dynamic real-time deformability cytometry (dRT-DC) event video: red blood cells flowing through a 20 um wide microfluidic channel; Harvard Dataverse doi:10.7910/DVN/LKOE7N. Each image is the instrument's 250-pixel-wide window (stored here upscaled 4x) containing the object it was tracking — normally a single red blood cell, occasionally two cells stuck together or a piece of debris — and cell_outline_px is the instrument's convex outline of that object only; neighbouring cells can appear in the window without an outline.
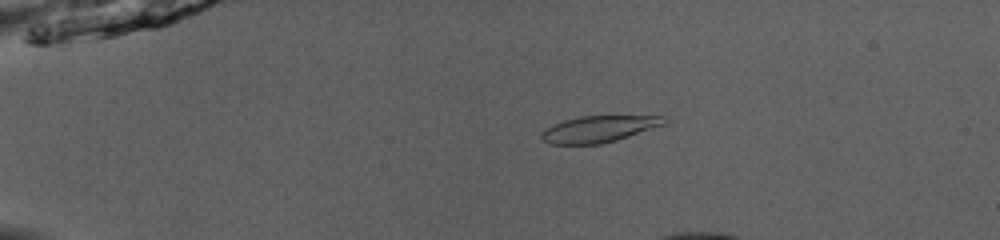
{"species": "common noctule bat (a hibernating species)", "species_latin": "Nyctalus noctula", "temperature_condition": "room temperature", "stored_images_in_passage": 14, "camera_frame_rate_fps": 3000, "um_per_image_px": 0.085, "animal": {"sex": "male", "body_mass_g": 13.0, "forearm_length_mm": 53.1}, "frame": {"image": 1, "passage_image": 5, "time_ms": 1.333, "image_size_px": [1000, 240], "cell_outline_px": [[668, 120], [664, 124], [616, 140], [600, 144], [548, 144], [540, 140], [540, 132], [544, 128], [552, 124], [564, 120], [580, 116], [664, 116]], "centroid_in_image_um": [50.8, 10.97], "position_along_channel_um": 34.2, "area_um2": 18.96}}
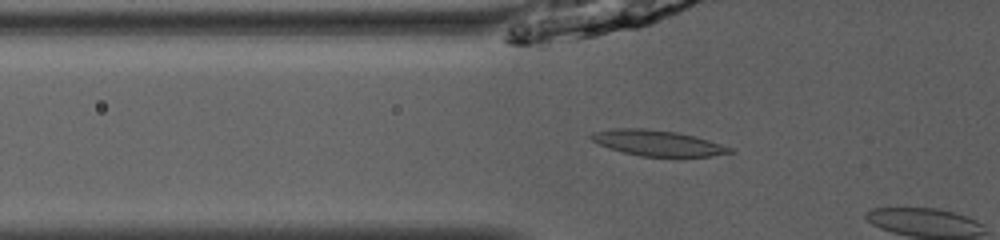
{"frame": {"image": 2, "passage_image": 12, "time_ms": 3.667, "image_size_px": [1000, 240], "cell_outline_px": [[736, 152], [712, 156], [680, 160], [640, 156], [608, 148], [592, 140], [588, 136], [592, 132], [612, 128], [644, 128], [676, 132], [696, 136], [732, 148]], "centroid_in_image_um": [55.96, 12.2], "position_along_channel_um": 69.8, "area_um2": 21.73}}